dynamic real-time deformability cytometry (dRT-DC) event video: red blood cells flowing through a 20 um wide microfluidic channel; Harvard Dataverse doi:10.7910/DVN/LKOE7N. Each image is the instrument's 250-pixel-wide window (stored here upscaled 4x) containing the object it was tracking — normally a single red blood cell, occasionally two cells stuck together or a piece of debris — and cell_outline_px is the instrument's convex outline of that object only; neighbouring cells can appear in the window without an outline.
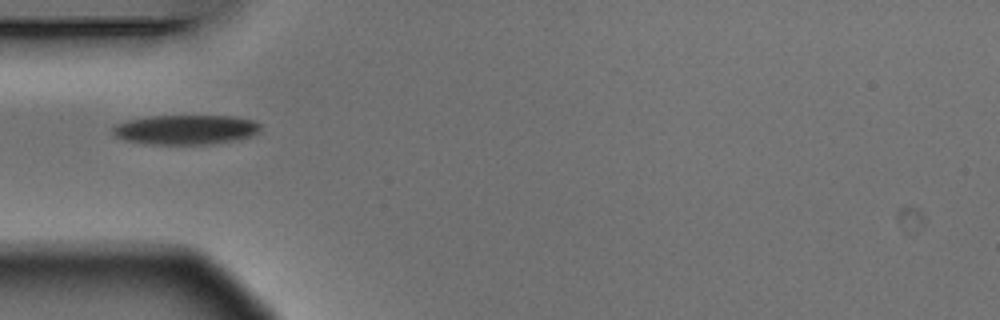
{"species": "Egyptian fruit bat (a non-hibernating species)", "species_latin": "Rousettus aegyptiacus", "temperature_condition": "warm", "stored_images_in_passage": 3, "camera_frame_rate_fps": 3000, "um_per_image_px": 0.085, "animal": {"sex": "male"}, "frame": {"image": 1, "passage_image": 1, "time_ms": 0.0, "image_size_px": [1000, 320], "cell_outline_px": [[260, 132], [252, 136], [232, 140], [208, 144], [144, 144], [124, 140], [116, 136], [112, 132], [112, 128], [116, 124], [128, 120], [148, 116], [236, 116], [252, 120], [260, 124]], "centroid_in_image_um": [15.77, 11.02], "position_along_channel_um": 69.2, "area_um2": 25.55}}
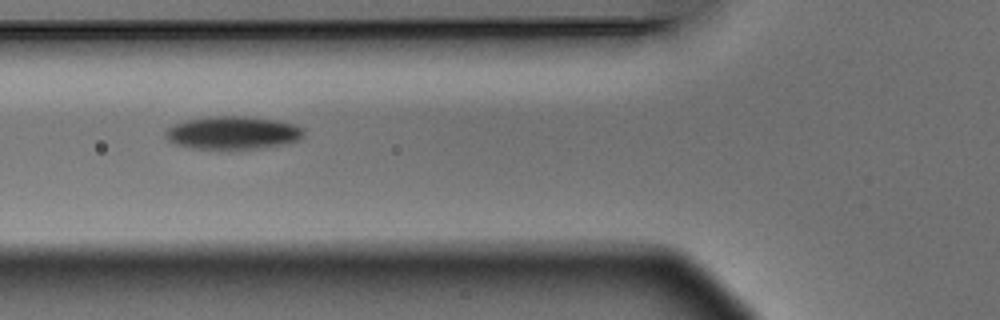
{"frame": {"image": 2, "passage_image": 2, "time_ms": 0.333, "image_size_px": [1000, 320], "cell_outline_px": [[304, 136], [300, 140], [284, 144], [264, 148], [192, 148], [176, 144], [168, 140], [164, 136], [164, 128], [188, 120], [212, 116], [248, 116], [276, 120], [292, 124], [304, 128]], "centroid_in_image_um": [19.8, 11.28], "position_along_channel_um": 106.0, "area_um2": 26.53}}
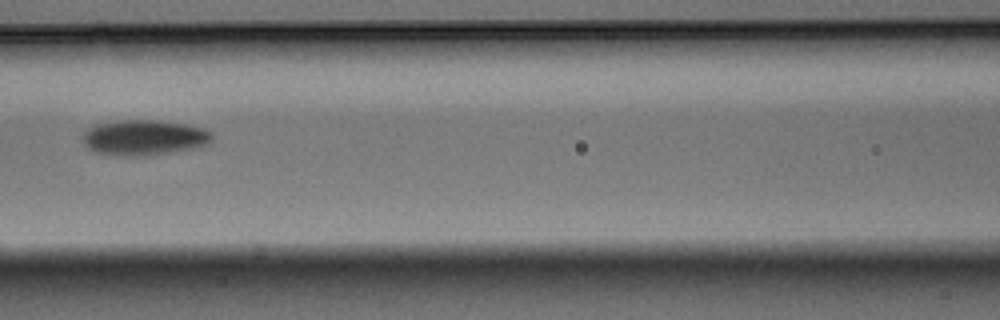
{"frame": {"image": 3, "passage_image": 3, "time_ms": 0.667, "image_size_px": [1000, 320], "cell_outline_px": [[212, 140], [208, 144], [192, 148], [144, 156], [112, 156], [96, 152], [88, 148], [84, 144], [84, 132], [88, 128], [96, 124], [120, 120], [160, 120], [188, 124], [204, 128], [212, 132]], "centroid_in_image_um": [12.25, 11.69], "position_along_channel_um": 154.4, "area_um2": 26.82}}